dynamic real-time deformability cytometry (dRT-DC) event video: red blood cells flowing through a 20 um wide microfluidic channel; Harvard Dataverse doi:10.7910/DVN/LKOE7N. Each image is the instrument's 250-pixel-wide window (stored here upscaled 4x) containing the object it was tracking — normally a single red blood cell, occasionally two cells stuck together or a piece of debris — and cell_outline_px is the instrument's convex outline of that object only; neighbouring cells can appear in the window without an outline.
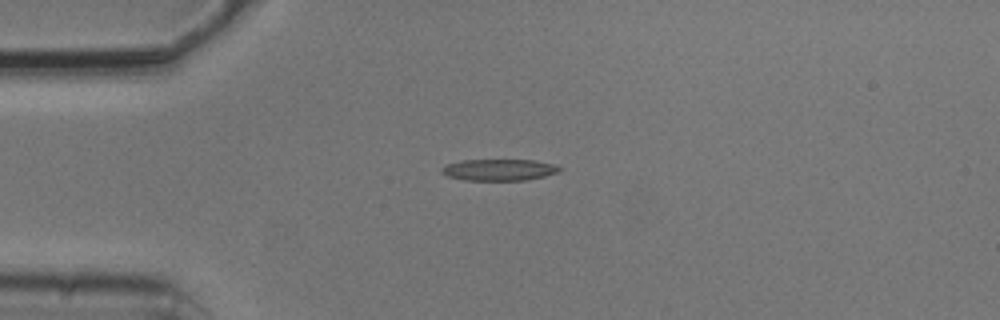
{"species": "common noctule bat (a hibernating species)", "species_latin": "Nyctalus noctula", "temperature_condition": "cold", "stored_images_in_passage": 5, "camera_frame_rate_fps": 3000, "um_per_image_px": 0.085, "animal": {"sex": "male", "body_mass_g": 20.5, "forearm_length_mm": 52.5}, "frame": {"image": 1, "passage_image": 1, "time_ms": 0.0, "image_size_px": [1000, 320], "cell_outline_px": [[564, 168], [560, 172], [528, 180], [464, 180], [448, 176], [440, 172], [440, 168], [448, 164], [464, 160], [536, 160], [552, 164]], "centroid_in_image_um": [42.45, 14.43], "position_along_channel_um": 42.5, "area_um2": 14.8}}
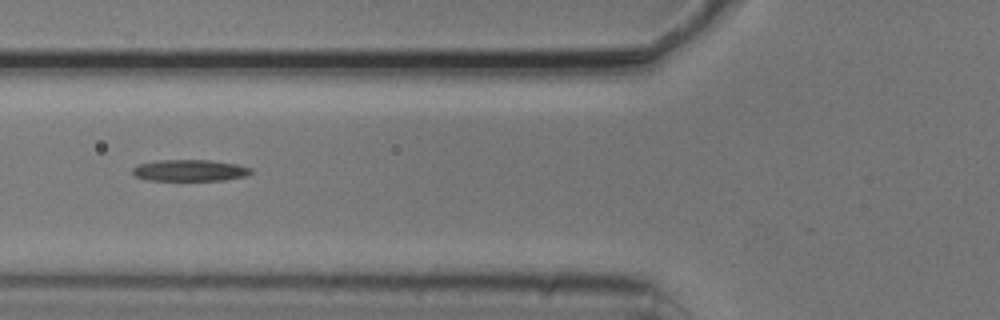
{"frame": {"image": 2, "passage_image": 3, "time_ms": 0.667, "image_size_px": [1000, 320], "cell_outline_px": [[252, 172], [244, 176], [224, 180], [144, 180], [136, 176], [132, 172], [132, 168], [140, 164], [156, 160], [208, 160], [236, 164], [252, 168]], "centroid_in_image_um": [16.11, 14.48], "position_along_channel_um": 109.7, "area_um2": 14.74}}
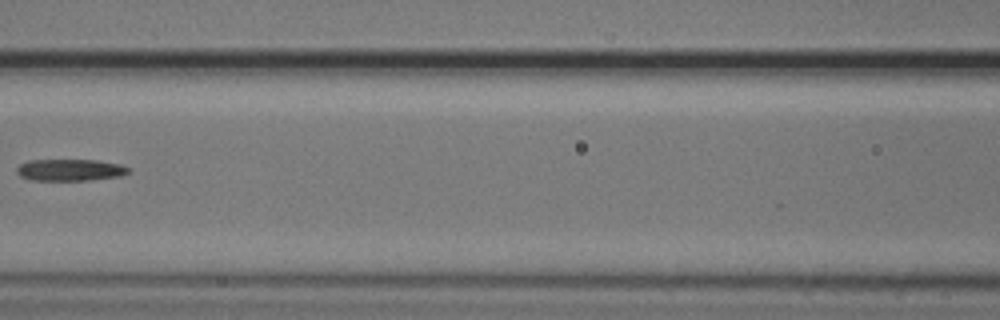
{"frame": {"image": 3, "passage_image": 4, "time_ms": 1.0, "image_size_px": [1000, 320], "cell_outline_px": [[132, 168], [128, 172], [120, 176], [88, 180], [32, 180], [20, 176], [16, 172], [16, 168], [20, 164], [28, 160], [96, 160], [120, 164]], "centroid_in_image_um": [5.95, 14.44], "position_along_channel_um": 160.6, "area_um2": 14.16}}